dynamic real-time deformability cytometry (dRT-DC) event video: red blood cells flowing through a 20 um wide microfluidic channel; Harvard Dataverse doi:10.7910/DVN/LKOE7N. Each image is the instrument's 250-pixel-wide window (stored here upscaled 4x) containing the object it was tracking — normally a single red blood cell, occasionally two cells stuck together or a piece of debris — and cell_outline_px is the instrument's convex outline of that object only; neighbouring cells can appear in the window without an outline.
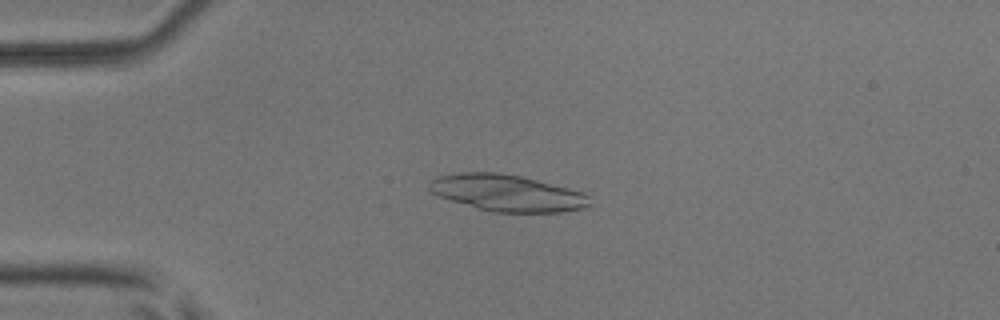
{"species": "common noctule bat (a hibernating species)", "species_latin": "Nyctalus noctula", "temperature_condition": "room temperature", "stored_images_in_passage": 52, "camera_frame_rate_fps": 3000, "um_per_image_px": 0.085, "animal": {"sex": "male", "body_mass_g": 17.9, "forearm_length_mm": 54.2}, "frame": {"image": 1, "passage_image": 13, "time_ms": 4.0, "image_size_px": [1000, 320], "cell_outline_px": [[588, 208], [560, 212], [492, 212], [452, 200], [440, 196], [432, 192], [428, 188], [428, 184], [432, 180], [440, 176], [460, 172], [496, 172], [520, 176], [584, 192], [588, 196]], "centroid_in_image_um": [43.12, 16.4], "position_along_channel_um": 41.9, "area_um2": 33.76}}
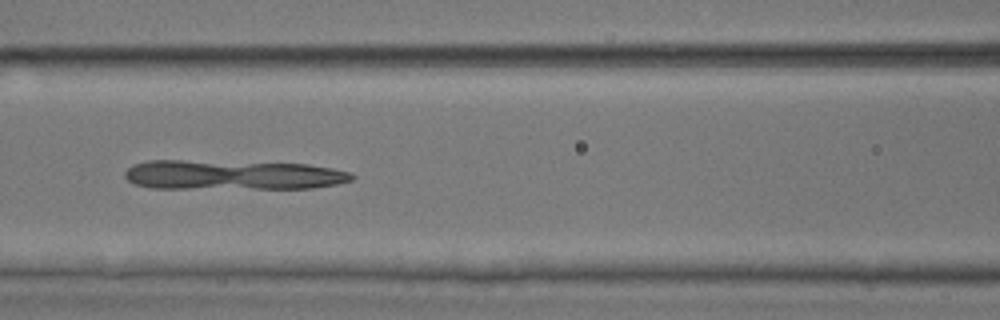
{"frame": {"image": 2, "passage_image": 23, "time_ms": 7.333, "image_size_px": [1000, 320], "cell_outline_px": [[356, 176], [352, 180], [336, 184], [312, 188], [152, 188], [136, 184], [128, 180], [124, 176], [124, 172], [132, 164], [148, 160], [184, 160], [308, 164], [332, 168], [352, 172]], "centroid_in_image_um": [19.77, 14.86], "position_along_channel_um": 146.8, "area_um2": 39.36}}
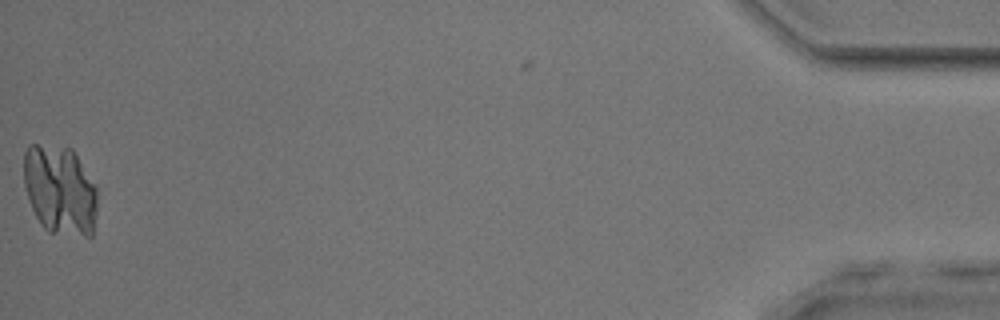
{"frame": {"image": 3, "passage_image": 51, "time_ms": 16.667, "image_size_px": [1000, 320], "cell_outline_px": [[96, 212], [92, 236], [84, 236], [48, 232], [40, 224], [28, 200], [24, 184], [24, 152], [28, 144], [36, 144], [72, 148], [96, 188]], "centroid_in_image_um": [5.07, 16.16], "position_along_channel_um": 430.1, "area_um2": 38.38}}